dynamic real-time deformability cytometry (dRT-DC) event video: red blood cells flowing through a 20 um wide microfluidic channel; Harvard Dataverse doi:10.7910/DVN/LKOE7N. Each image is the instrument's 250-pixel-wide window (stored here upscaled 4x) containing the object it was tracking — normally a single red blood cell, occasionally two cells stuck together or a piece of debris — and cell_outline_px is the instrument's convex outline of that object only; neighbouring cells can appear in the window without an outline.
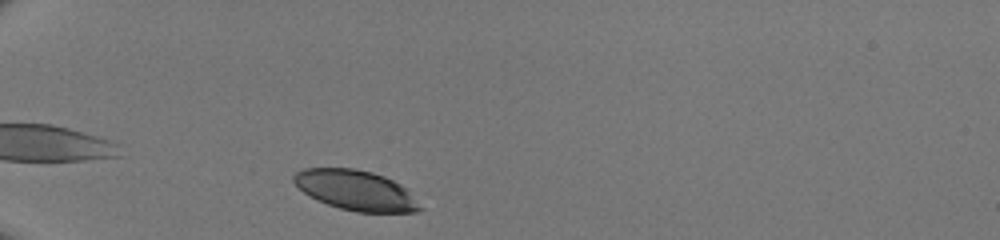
{"species": "human", "species_latin": "Homo sapiens", "temperature_condition": "room temperature", "stored_images_in_passage": 29, "camera_frame_rate_fps": 3000, "um_per_image_px": 0.085, "donor": {"sex": "male"}, "frame": {"image": 1, "passage_image": 2, "time_ms": 0.333, "image_size_px": [1000, 240], "cell_outline_px": [[424, 208], [416, 212], [356, 212], [340, 208], [316, 200], [304, 192], [292, 180], [292, 176], [296, 172], [304, 168], [352, 168], [372, 172], [384, 176], [400, 184]], "centroid_in_image_um": [30.23, 16.17], "position_along_channel_um": 54.8, "area_um2": 29.25}}
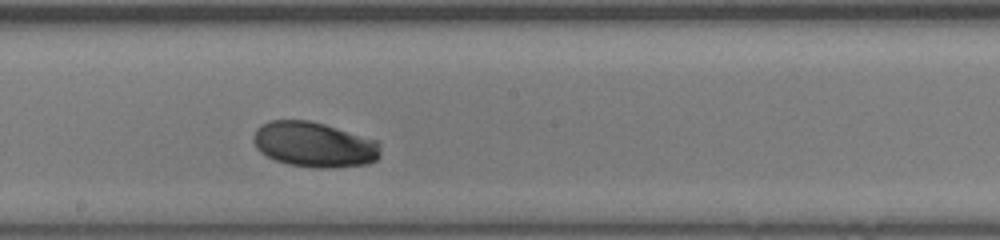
{"frame": {"image": 2, "passage_image": 16, "time_ms": 5.0, "image_size_px": [1000, 240], "cell_outline_px": [[380, 156], [376, 160], [368, 164], [332, 168], [316, 168], [288, 164], [276, 160], [260, 152], [256, 148], [252, 140], [252, 136], [256, 128], [272, 120], [308, 120], [324, 124], [376, 140], [380, 144]], "centroid_in_image_um": [26.7, 12.29], "position_along_channel_um": 221.5, "area_um2": 33.52}}
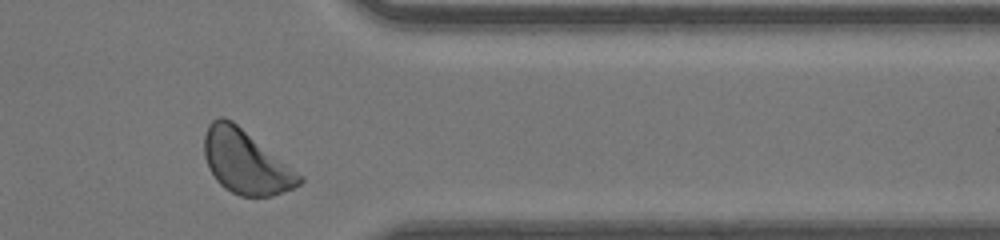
{"frame": {"image": 3, "passage_image": 28, "time_ms": 9.0, "image_size_px": [1000, 240], "cell_outline_px": [[304, 180], [300, 184], [292, 188], [268, 196], [240, 196], [224, 188], [216, 180], [208, 168], [204, 156], [204, 136], [208, 124], [212, 120], [220, 116], [224, 116], [232, 120], [304, 176]], "centroid_in_image_um": [20.86, 13.74], "position_along_channel_um": 390.5, "area_um2": 35.26}}